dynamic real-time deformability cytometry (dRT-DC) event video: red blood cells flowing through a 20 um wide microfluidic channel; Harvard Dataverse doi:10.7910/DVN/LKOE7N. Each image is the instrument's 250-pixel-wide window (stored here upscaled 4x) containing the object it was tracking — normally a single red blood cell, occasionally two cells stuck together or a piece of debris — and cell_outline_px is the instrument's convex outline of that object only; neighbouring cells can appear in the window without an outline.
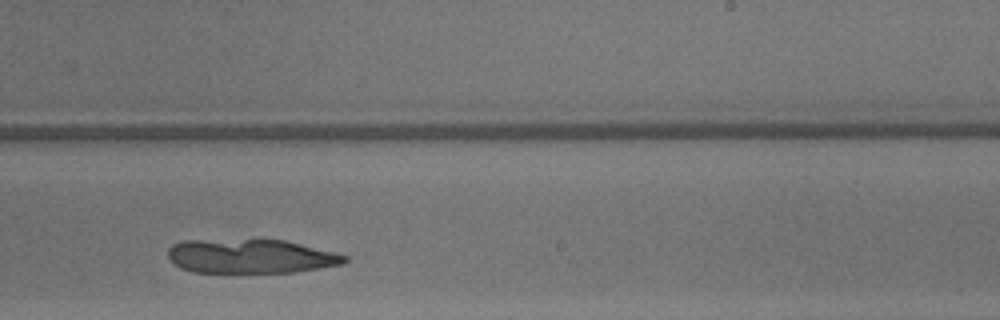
{"species": "common noctule bat (a hibernating species)", "species_latin": "Nyctalus noctula", "temperature_condition": "warm", "stored_images_in_passage": 23, "camera_frame_rate_fps": 3000, "um_per_image_px": 0.085, "animal": {"sex": "male", "body_mass_g": 13.3}, "frame": {"image": 1, "passage_image": 16, "time_ms": 5.0, "image_size_px": [1000, 320], "cell_outline_px": [[348, 260], [344, 264], [320, 268], [292, 272], [192, 272], [180, 268], [168, 256], [168, 248], [172, 244], [180, 240], [284, 240], [348, 256]], "centroid_in_image_um": [21.28, 21.78], "position_along_channel_um": 267.7, "area_um2": 34.85}}
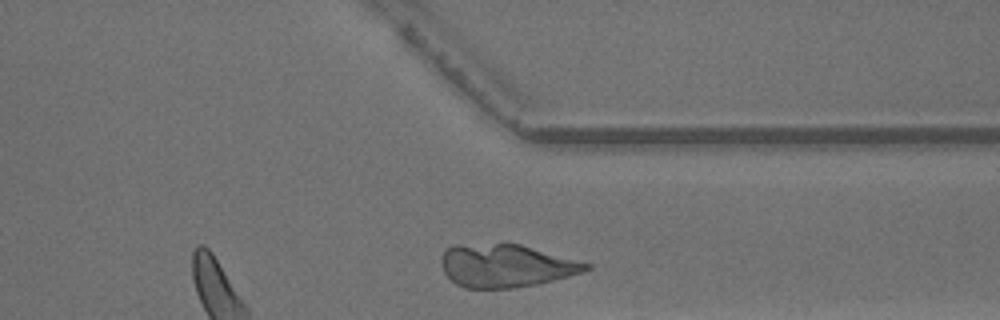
{"frame": {"image": 2, "passage_image": 23, "time_ms": 7.333, "image_size_px": [1000, 320], "cell_outline_px": [[592, 268], [584, 272], [536, 284], [512, 288], [464, 288], [456, 284], [444, 272], [440, 264], [440, 256], [452, 244], [520, 244], [592, 264]], "centroid_in_image_um": [42.98, 22.58], "position_along_channel_um": 368.4, "area_um2": 36.18}}